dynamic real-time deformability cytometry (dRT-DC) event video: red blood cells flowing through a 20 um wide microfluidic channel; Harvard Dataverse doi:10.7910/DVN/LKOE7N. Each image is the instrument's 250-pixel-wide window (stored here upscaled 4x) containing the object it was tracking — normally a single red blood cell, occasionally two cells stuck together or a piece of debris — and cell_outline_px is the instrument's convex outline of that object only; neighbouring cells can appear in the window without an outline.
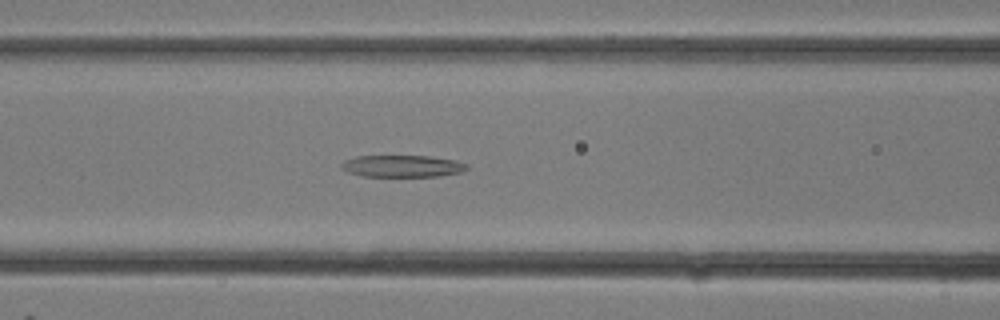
{"species": "common noctule bat (a hibernating species)", "species_latin": "Nyctalus noctula", "temperature_condition": "room temperature", "stored_images_in_passage": 13, "camera_frame_rate_fps": 3000, "um_per_image_px": 0.085, "animal": {"sex": "female"}, "frame": {"image": 1, "passage_image": 11, "time_ms": 3.333, "image_size_px": [1000, 320], "cell_outline_px": [[468, 168], [460, 172], [440, 176], [360, 176], [348, 172], [340, 168], [340, 164], [344, 160], [356, 156], [428, 156], [456, 160], [468, 164]], "centroid_in_image_um": [34.17, 14.12], "position_along_channel_um": 132.4, "area_um2": 16.07}}
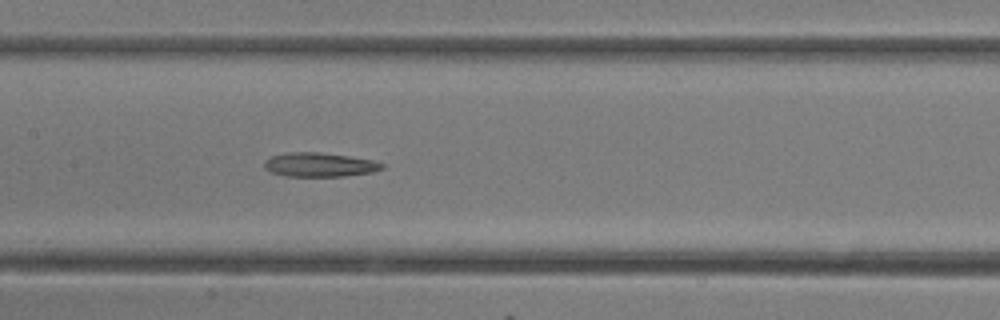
{"frame": {"image": 2, "passage_image": 13, "time_ms": 4.0, "image_size_px": [1000, 320], "cell_outline_px": [[384, 168], [372, 172], [344, 176], [284, 176], [268, 172], [264, 168], [264, 160], [272, 156], [288, 152], [320, 152], [348, 156], [372, 160], [384, 164]], "centroid_in_image_um": [27.11, 14.0], "position_along_channel_um": 180.3, "area_um2": 16.59}}